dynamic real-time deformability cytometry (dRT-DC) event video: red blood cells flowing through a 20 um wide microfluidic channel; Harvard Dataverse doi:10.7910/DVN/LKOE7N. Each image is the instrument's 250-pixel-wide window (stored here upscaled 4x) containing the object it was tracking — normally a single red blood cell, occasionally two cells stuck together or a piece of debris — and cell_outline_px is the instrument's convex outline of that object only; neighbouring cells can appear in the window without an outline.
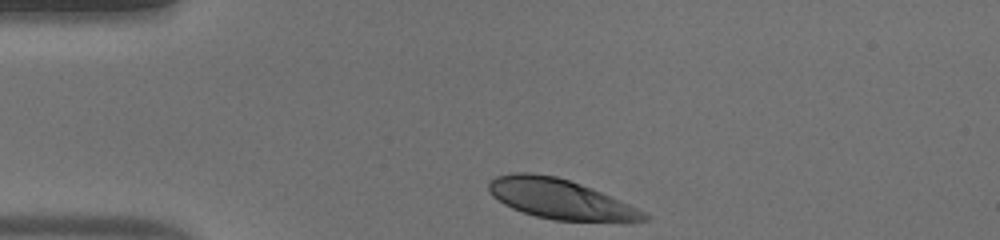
{"species": "human", "species_latin": "Homo sapiens", "temperature_condition": "warm", "stored_images_in_passage": 31, "camera_frame_rate_fps": 3000, "um_per_image_px": 0.085, "donor": {"sex": "male"}, "frame": {"image": 1, "passage_image": 1, "time_ms": 0.0, "image_size_px": [1000, 240], "cell_outline_px": [[652, 216], [648, 220], [624, 224], [552, 220], [536, 216], [512, 208], [504, 204], [492, 196], [488, 192], [488, 180], [496, 176], [512, 172], [532, 172], [556, 176], [592, 188], [628, 204]], "centroid_in_image_um": [47.67, 16.95], "position_along_channel_um": 37.3, "area_um2": 36.93}}
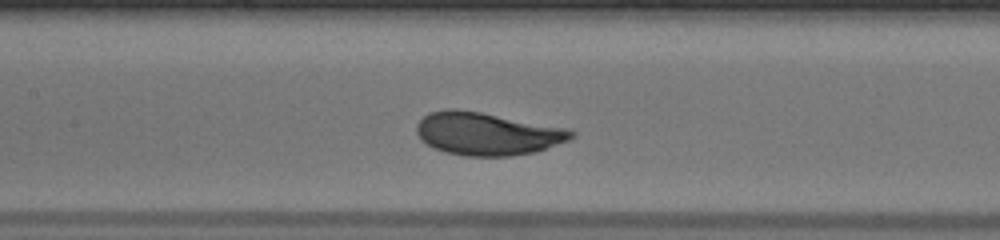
{"frame": {"image": 2, "passage_image": 13, "time_ms": 4.0, "image_size_px": [1000, 240], "cell_outline_px": [[576, 136], [568, 140], [536, 152], [512, 156], [464, 156], [444, 152], [432, 148], [420, 140], [416, 132], [416, 124], [428, 112], [448, 108], [456, 108], [480, 112], [568, 128], [576, 132]], "centroid_in_image_um": [41.38, 11.37], "position_along_channel_um": 166.0, "area_um2": 38.96}}
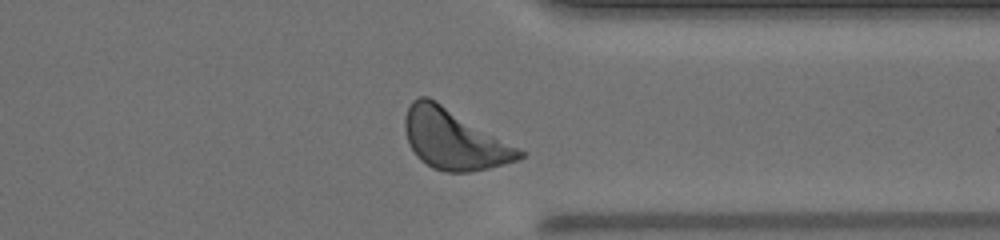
{"frame": {"image": 3, "passage_image": 28, "time_ms": 9.0, "image_size_px": [1000, 240], "cell_outline_px": [[524, 156], [516, 160], [504, 164], [472, 172], [444, 172], [432, 168], [420, 160], [416, 156], [408, 140], [404, 128], [404, 120], [408, 108], [412, 100], [420, 96], [428, 96], [436, 100], [524, 152]], "centroid_in_image_um": [38.53, 11.85], "position_along_channel_um": 372.9, "area_um2": 39.48}, "authors_computed_cell_mechanics": {"area_um2": 37.859, "velocity_mm_per_s": 4.1846, "shape_relaxation_time_tau1_ms": 2.1686, "shape_relaxation_time_tau2_ms": null, "deformation_change_tau1": 0.1405, "deformation_change_tau2": null}}